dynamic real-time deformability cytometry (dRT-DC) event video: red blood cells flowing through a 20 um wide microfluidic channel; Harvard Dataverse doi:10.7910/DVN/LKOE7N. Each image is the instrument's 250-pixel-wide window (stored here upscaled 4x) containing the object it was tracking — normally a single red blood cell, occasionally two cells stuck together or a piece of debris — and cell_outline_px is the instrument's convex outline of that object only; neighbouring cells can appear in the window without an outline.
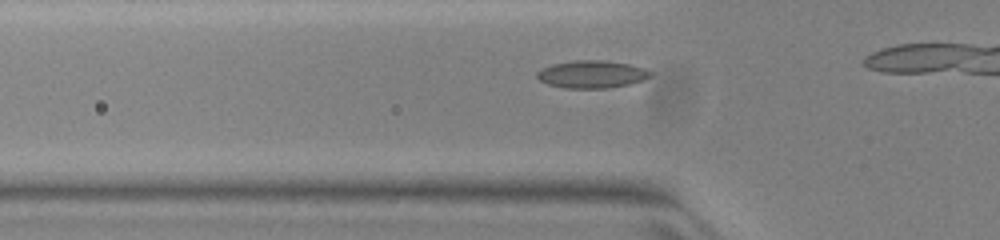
{"species": "common noctule bat (a hibernating species)", "species_latin": "Nyctalus noctula", "temperature_condition": "warm", "stored_images_in_passage": 28, "camera_frame_rate_fps": 3000, "um_per_image_px": 0.085, "animal": {"sex": "female", "body_mass_g": 23.0, "forearm_length_mm": 53.4}, "frame": {"image": 1, "passage_image": 5, "time_ms": 1.333, "image_size_px": [1000, 240], "cell_outline_px": [[652, 76], [644, 80], [632, 84], [608, 88], [564, 88], [548, 84], [540, 80], [536, 76], [536, 72], [540, 68], [552, 64], [576, 60], [600, 60], [628, 64], [644, 68], [652, 72]], "centroid_in_image_um": [50.31, 6.32], "position_along_channel_um": 75.5, "area_um2": 18.32}}
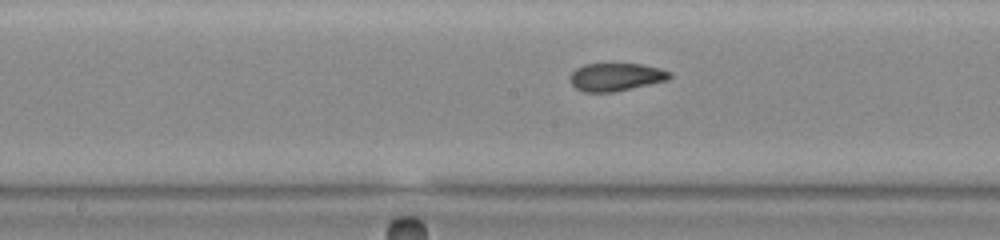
{"frame": {"image": 2, "passage_image": 14, "time_ms": 4.333, "image_size_px": [1000, 240], "cell_outline_px": [[672, 76], [668, 80], [616, 92], [584, 92], [576, 88], [568, 80], [572, 72], [576, 68], [584, 64], [640, 64], [660, 68], [672, 72]], "centroid_in_image_um": [52.36, 6.55], "position_along_channel_um": 195.8, "area_um2": 16.36}}
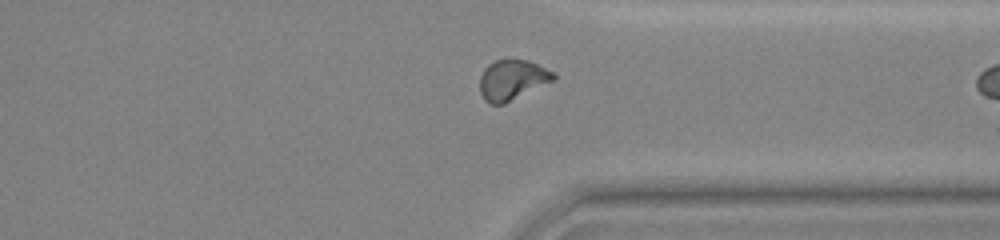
{"frame": {"image": 3, "passage_image": 27, "time_ms": 8.667, "image_size_px": [1000, 240], "cell_outline_px": [[556, 80], [504, 104], [488, 104], [484, 100], [480, 92], [480, 76], [484, 68], [488, 64], [496, 60], [528, 60], [552, 72], [556, 76]], "centroid_in_image_um": [43.52, 6.81], "position_along_channel_um": 367.9, "area_um2": 17.28}}